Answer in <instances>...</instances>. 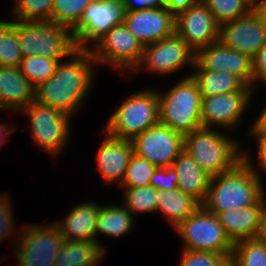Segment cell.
<instances>
[{
    "mask_svg": "<svg viewBox=\"0 0 266 266\" xmlns=\"http://www.w3.org/2000/svg\"><path fill=\"white\" fill-rule=\"evenodd\" d=\"M196 53L176 33L144 46L142 58L132 72L146 68L149 72L169 75L182 69L186 64L194 66Z\"/></svg>",
    "mask_w": 266,
    "mask_h": 266,
    "instance_id": "cell-13",
    "label": "cell"
},
{
    "mask_svg": "<svg viewBox=\"0 0 266 266\" xmlns=\"http://www.w3.org/2000/svg\"><path fill=\"white\" fill-rule=\"evenodd\" d=\"M230 266H266V245L255 237L236 242Z\"/></svg>",
    "mask_w": 266,
    "mask_h": 266,
    "instance_id": "cell-28",
    "label": "cell"
},
{
    "mask_svg": "<svg viewBox=\"0 0 266 266\" xmlns=\"http://www.w3.org/2000/svg\"><path fill=\"white\" fill-rule=\"evenodd\" d=\"M180 266H230V258L226 254L209 251L183 250Z\"/></svg>",
    "mask_w": 266,
    "mask_h": 266,
    "instance_id": "cell-36",
    "label": "cell"
},
{
    "mask_svg": "<svg viewBox=\"0 0 266 266\" xmlns=\"http://www.w3.org/2000/svg\"><path fill=\"white\" fill-rule=\"evenodd\" d=\"M198 84L202 98L241 91L246 84L227 71L197 70L190 74Z\"/></svg>",
    "mask_w": 266,
    "mask_h": 266,
    "instance_id": "cell-26",
    "label": "cell"
},
{
    "mask_svg": "<svg viewBox=\"0 0 266 266\" xmlns=\"http://www.w3.org/2000/svg\"><path fill=\"white\" fill-rule=\"evenodd\" d=\"M219 31L220 25L201 0L175 16V33L195 53L219 41Z\"/></svg>",
    "mask_w": 266,
    "mask_h": 266,
    "instance_id": "cell-14",
    "label": "cell"
},
{
    "mask_svg": "<svg viewBox=\"0 0 266 266\" xmlns=\"http://www.w3.org/2000/svg\"><path fill=\"white\" fill-rule=\"evenodd\" d=\"M174 229L184 240V250L209 251L231 258L234 244L225 234L218 217L202 205Z\"/></svg>",
    "mask_w": 266,
    "mask_h": 266,
    "instance_id": "cell-7",
    "label": "cell"
},
{
    "mask_svg": "<svg viewBox=\"0 0 266 266\" xmlns=\"http://www.w3.org/2000/svg\"><path fill=\"white\" fill-rule=\"evenodd\" d=\"M126 13L123 0L92 1L72 29L77 48L90 49L92 46L88 45H94L113 26L124 23Z\"/></svg>",
    "mask_w": 266,
    "mask_h": 266,
    "instance_id": "cell-10",
    "label": "cell"
},
{
    "mask_svg": "<svg viewBox=\"0 0 266 266\" xmlns=\"http://www.w3.org/2000/svg\"><path fill=\"white\" fill-rule=\"evenodd\" d=\"M99 261H100V259L94 265H91V266H97Z\"/></svg>",
    "mask_w": 266,
    "mask_h": 266,
    "instance_id": "cell-48",
    "label": "cell"
},
{
    "mask_svg": "<svg viewBox=\"0 0 266 266\" xmlns=\"http://www.w3.org/2000/svg\"><path fill=\"white\" fill-rule=\"evenodd\" d=\"M124 24L143 46L175 33V16L165 6L127 12Z\"/></svg>",
    "mask_w": 266,
    "mask_h": 266,
    "instance_id": "cell-18",
    "label": "cell"
},
{
    "mask_svg": "<svg viewBox=\"0 0 266 266\" xmlns=\"http://www.w3.org/2000/svg\"><path fill=\"white\" fill-rule=\"evenodd\" d=\"M253 61V87L255 83H266V42L252 58Z\"/></svg>",
    "mask_w": 266,
    "mask_h": 266,
    "instance_id": "cell-39",
    "label": "cell"
},
{
    "mask_svg": "<svg viewBox=\"0 0 266 266\" xmlns=\"http://www.w3.org/2000/svg\"><path fill=\"white\" fill-rule=\"evenodd\" d=\"M98 150L95 160L102 177L106 182L119 181L121 185L130 158L134 153L132 141L108 134Z\"/></svg>",
    "mask_w": 266,
    "mask_h": 266,
    "instance_id": "cell-19",
    "label": "cell"
},
{
    "mask_svg": "<svg viewBox=\"0 0 266 266\" xmlns=\"http://www.w3.org/2000/svg\"><path fill=\"white\" fill-rule=\"evenodd\" d=\"M133 218L125 206L101 205L96 221L97 234H106L115 238L123 236L132 230Z\"/></svg>",
    "mask_w": 266,
    "mask_h": 266,
    "instance_id": "cell-27",
    "label": "cell"
},
{
    "mask_svg": "<svg viewBox=\"0 0 266 266\" xmlns=\"http://www.w3.org/2000/svg\"><path fill=\"white\" fill-rule=\"evenodd\" d=\"M255 238L266 245V203L263 207Z\"/></svg>",
    "mask_w": 266,
    "mask_h": 266,
    "instance_id": "cell-43",
    "label": "cell"
},
{
    "mask_svg": "<svg viewBox=\"0 0 266 266\" xmlns=\"http://www.w3.org/2000/svg\"><path fill=\"white\" fill-rule=\"evenodd\" d=\"M94 0H54L51 14V23L73 29Z\"/></svg>",
    "mask_w": 266,
    "mask_h": 266,
    "instance_id": "cell-30",
    "label": "cell"
},
{
    "mask_svg": "<svg viewBox=\"0 0 266 266\" xmlns=\"http://www.w3.org/2000/svg\"><path fill=\"white\" fill-rule=\"evenodd\" d=\"M9 197L5 195L2 197L0 196V241L4 238L14 235L15 228L13 224V217H12V208L11 204L8 200Z\"/></svg>",
    "mask_w": 266,
    "mask_h": 266,
    "instance_id": "cell-38",
    "label": "cell"
},
{
    "mask_svg": "<svg viewBox=\"0 0 266 266\" xmlns=\"http://www.w3.org/2000/svg\"><path fill=\"white\" fill-rule=\"evenodd\" d=\"M58 63L56 59L43 56H27L22 59L19 69L27 80L37 87L54 75Z\"/></svg>",
    "mask_w": 266,
    "mask_h": 266,
    "instance_id": "cell-31",
    "label": "cell"
},
{
    "mask_svg": "<svg viewBox=\"0 0 266 266\" xmlns=\"http://www.w3.org/2000/svg\"><path fill=\"white\" fill-rule=\"evenodd\" d=\"M106 253L94 241L64 239L53 266H91Z\"/></svg>",
    "mask_w": 266,
    "mask_h": 266,
    "instance_id": "cell-25",
    "label": "cell"
},
{
    "mask_svg": "<svg viewBox=\"0 0 266 266\" xmlns=\"http://www.w3.org/2000/svg\"><path fill=\"white\" fill-rule=\"evenodd\" d=\"M219 41L253 58L266 42V26L251 11L244 17L220 25Z\"/></svg>",
    "mask_w": 266,
    "mask_h": 266,
    "instance_id": "cell-17",
    "label": "cell"
},
{
    "mask_svg": "<svg viewBox=\"0 0 266 266\" xmlns=\"http://www.w3.org/2000/svg\"><path fill=\"white\" fill-rule=\"evenodd\" d=\"M197 70L227 71L238 76L253 89V61L244 53L224 46L220 41L209 44L196 53Z\"/></svg>",
    "mask_w": 266,
    "mask_h": 266,
    "instance_id": "cell-16",
    "label": "cell"
},
{
    "mask_svg": "<svg viewBox=\"0 0 266 266\" xmlns=\"http://www.w3.org/2000/svg\"><path fill=\"white\" fill-rule=\"evenodd\" d=\"M252 90V87L246 85L238 92L202 98V127L214 128V126H220L225 130L226 128H236L235 126L241 121L240 119L251 101Z\"/></svg>",
    "mask_w": 266,
    "mask_h": 266,
    "instance_id": "cell-15",
    "label": "cell"
},
{
    "mask_svg": "<svg viewBox=\"0 0 266 266\" xmlns=\"http://www.w3.org/2000/svg\"><path fill=\"white\" fill-rule=\"evenodd\" d=\"M242 153V160L231 170L211 178L202 206L217 215L225 210L241 209L257 203L264 195L259 171Z\"/></svg>",
    "mask_w": 266,
    "mask_h": 266,
    "instance_id": "cell-2",
    "label": "cell"
},
{
    "mask_svg": "<svg viewBox=\"0 0 266 266\" xmlns=\"http://www.w3.org/2000/svg\"><path fill=\"white\" fill-rule=\"evenodd\" d=\"M251 129L266 135V108L261 112L259 118L252 124Z\"/></svg>",
    "mask_w": 266,
    "mask_h": 266,
    "instance_id": "cell-45",
    "label": "cell"
},
{
    "mask_svg": "<svg viewBox=\"0 0 266 266\" xmlns=\"http://www.w3.org/2000/svg\"><path fill=\"white\" fill-rule=\"evenodd\" d=\"M48 225H30L22 230L16 239L19 242H15L19 266H53L64 237L55 223Z\"/></svg>",
    "mask_w": 266,
    "mask_h": 266,
    "instance_id": "cell-9",
    "label": "cell"
},
{
    "mask_svg": "<svg viewBox=\"0 0 266 266\" xmlns=\"http://www.w3.org/2000/svg\"><path fill=\"white\" fill-rule=\"evenodd\" d=\"M125 189L124 206L134 215V213L156 212L157 209V189L148 185L136 188Z\"/></svg>",
    "mask_w": 266,
    "mask_h": 266,
    "instance_id": "cell-33",
    "label": "cell"
},
{
    "mask_svg": "<svg viewBox=\"0 0 266 266\" xmlns=\"http://www.w3.org/2000/svg\"><path fill=\"white\" fill-rule=\"evenodd\" d=\"M198 0H165V7L176 16L178 13L187 10Z\"/></svg>",
    "mask_w": 266,
    "mask_h": 266,
    "instance_id": "cell-42",
    "label": "cell"
},
{
    "mask_svg": "<svg viewBox=\"0 0 266 266\" xmlns=\"http://www.w3.org/2000/svg\"><path fill=\"white\" fill-rule=\"evenodd\" d=\"M172 167L177 172V187L202 204L206 199L212 177L185 150L175 159Z\"/></svg>",
    "mask_w": 266,
    "mask_h": 266,
    "instance_id": "cell-23",
    "label": "cell"
},
{
    "mask_svg": "<svg viewBox=\"0 0 266 266\" xmlns=\"http://www.w3.org/2000/svg\"><path fill=\"white\" fill-rule=\"evenodd\" d=\"M95 64L89 49H78L67 62L58 63L52 77L35 87V101L72 116L90 91Z\"/></svg>",
    "mask_w": 266,
    "mask_h": 266,
    "instance_id": "cell-1",
    "label": "cell"
},
{
    "mask_svg": "<svg viewBox=\"0 0 266 266\" xmlns=\"http://www.w3.org/2000/svg\"><path fill=\"white\" fill-rule=\"evenodd\" d=\"M100 205L94 202H85L75 206L66 216V219L56 221L57 227L60 229L61 235L66 240L71 241H94L99 247L105 251V247L98 242L97 237V216Z\"/></svg>",
    "mask_w": 266,
    "mask_h": 266,
    "instance_id": "cell-20",
    "label": "cell"
},
{
    "mask_svg": "<svg viewBox=\"0 0 266 266\" xmlns=\"http://www.w3.org/2000/svg\"><path fill=\"white\" fill-rule=\"evenodd\" d=\"M250 130L251 135L255 137L258 143V160L260 163L261 170L262 172H266V135L255 132L253 129Z\"/></svg>",
    "mask_w": 266,
    "mask_h": 266,
    "instance_id": "cell-41",
    "label": "cell"
},
{
    "mask_svg": "<svg viewBox=\"0 0 266 266\" xmlns=\"http://www.w3.org/2000/svg\"><path fill=\"white\" fill-rule=\"evenodd\" d=\"M214 15L219 25L244 17L252 11L245 0H201Z\"/></svg>",
    "mask_w": 266,
    "mask_h": 266,
    "instance_id": "cell-32",
    "label": "cell"
},
{
    "mask_svg": "<svg viewBox=\"0 0 266 266\" xmlns=\"http://www.w3.org/2000/svg\"><path fill=\"white\" fill-rule=\"evenodd\" d=\"M93 46L89 50L96 63H106L122 72L134 70L144 50L143 44L124 23L113 26Z\"/></svg>",
    "mask_w": 266,
    "mask_h": 266,
    "instance_id": "cell-8",
    "label": "cell"
},
{
    "mask_svg": "<svg viewBox=\"0 0 266 266\" xmlns=\"http://www.w3.org/2000/svg\"><path fill=\"white\" fill-rule=\"evenodd\" d=\"M265 203L266 197L264 195L252 206L236 210H225L216 215L225 234L233 244L255 237Z\"/></svg>",
    "mask_w": 266,
    "mask_h": 266,
    "instance_id": "cell-22",
    "label": "cell"
},
{
    "mask_svg": "<svg viewBox=\"0 0 266 266\" xmlns=\"http://www.w3.org/2000/svg\"><path fill=\"white\" fill-rule=\"evenodd\" d=\"M22 59L14 21H0V67H19Z\"/></svg>",
    "mask_w": 266,
    "mask_h": 266,
    "instance_id": "cell-29",
    "label": "cell"
},
{
    "mask_svg": "<svg viewBox=\"0 0 266 266\" xmlns=\"http://www.w3.org/2000/svg\"><path fill=\"white\" fill-rule=\"evenodd\" d=\"M10 126L5 125L3 123L0 124V147L7 141L6 137L11 132H14V128H10ZM2 138V139H1Z\"/></svg>",
    "mask_w": 266,
    "mask_h": 266,
    "instance_id": "cell-46",
    "label": "cell"
},
{
    "mask_svg": "<svg viewBox=\"0 0 266 266\" xmlns=\"http://www.w3.org/2000/svg\"><path fill=\"white\" fill-rule=\"evenodd\" d=\"M127 12L156 9L165 6V0H123Z\"/></svg>",
    "mask_w": 266,
    "mask_h": 266,
    "instance_id": "cell-40",
    "label": "cell"
},
{
    "mask_svg": "<svg viewBox=\"0 0 266 266\" xmlns=\"http://www.w3.org/2000/svg\"><path fill=\"white\" fill-rule=\"evenodd\" d=\"M253 13L266 26V0H258L252 7Z\"/></svg>",
    "mask_w": 266,
    "mask_h": 266,
    "instance_id": "cell-44",
    "label": "cell"
},
{
    "mask_svg": "<svg viewBox=\"0 0 266 266\" xmlns=\"http://www.w3.org/2000/svg\"><path fill=\"white\" fill-rule=\"evenodd\" d=\"M202 204L179 188L157 190V211L163 213L171 225L176 228L182 221L192 215Z\"/></svg>",
    "mask_w": 266,
    "mask_h": 266,
    "instance_id": "cell-24",
    "label": "cell"
},
{
    "mask_svg": "<svg viewBox=\"0 0 266 266\" xmlns=\"http://www.w3.org/2000/svg\"><path fill=\"white\" fill-rule=\"evenodd\" d=\"M158 123H160L158 93L149 89L126 98L109 117L103 132L116 138L132 140Z\"/></svg>",
    "mask_w": 266,
    "mask_h": 266,
    "instance_id": "cell-6",
    "label": "cell"
},
{
    "mask_svg": "<svg viewBox=\"0 0 266 266\" xmlns=\"http://www.w3.org/2000/svg\"><path fill=\"white\" fill-rule=\"evenodd\" d=\"M245 1L253 7L257 3L258 0H245Z\"/></svg>",
    "mask_w": 266,
    "mask_h": 266,
    "instance_id": "cell-47",
    "label": "cell"
},
{
    "mask_svg": "<svg viewBox=\"0 0 266 266\" xmlns=\"http://www.w3.org/2000/svg\"><path fill=\"white\" fill-rule=\"evenodd\" d=\"M157 93L161 124L183 135L202 128V96L191 75L179 81L168 93Z\"/></svg>",
    "mask_w": 266,
    "mask_h": 266,
    "instance_id": "cell-5",
    "label": "cell"
},
{
    "mask_svg": "<svg viewBox=\"0 0 266 266\" xmlns=\"http://www.w3.org/2000/svg\"><path fill=\"white\" fill-rule=\"evenodd\" d=\"M239 145L213 128L202 127L184 135V150L211 177L231 170L242 160Z\"/></svg>",
    "mask_w": 266,
    "mask_h": 266,
    "instance_id": "cell-4",
    "label": "cell"
},
{
    "mask_svg": "<svg viewBox=\"0 0 266 266\" xmlns=\"http://www.w3.org/2000/svg\"><path fill=\"white\" fill-rule=\"evenodd\" d=\"M134 153L156 167H172L184 150V135L158 123L132 140Z\"/></svg>",
    "mask_w": 266,
    "mask_h": 266,
    "instance_id": "cell-12",
    "label": "cell"
},
{
    "mask_svg": "<svg viewBox=\"0 0 266 266\" xmlns=\"http://www.w3.org/2000/svg\"><path fill=\"white\" fill-rule=\"evenodd\" d=\"M156 168V166L146 159L133 153L120 186H122V188L148 186Z\"/></svg>",
    "mask_w": 266,
    "mask_h": 266,
    "instance_id": "cell-35",
    "label": "cell"
},
{
    "mask_svg": "<svg viewBox=\"0 0 266 266\" xmlns=\"http://www.w3.org/2000/svg\"><path fill=\"white\" fill-rule=\"evenodd\" d=\"M22 111L29 116L33 142L54 157L59 154L68 141L71 116L36 101Z\"/></svg>",
    "mask_w": 266,
    "mask_h": 266,
    "instance_id": "cell-11",
    "label": "cell"
},
{
    "mask_svg": "<svg viewBox=\"0 0 266 266\" xmlns=\"http://www.w3.org/2000/svg\"><path fill=\"white\" fill-rule=\"evenodd\" d=\"M35 101V87L19 67H0V109L20 112Z\"/></svg>",
    "mask_w": 266,
    "mask_h": 266,
    "instance_id": "cell-21",
    "label": "cell"
},
{
    "mask_svg": "<svg viewBox=\"0 0 266 266\" xmlns=\"http://www.w3.org/2000/svg\"><path fill=\"white\" fill-rule=\"evenodd\" d=\"M178 176L173 167H157L151 177L150 186L158 191L178 188Z\"/></svg>",
    "mask_w": 266,
    "mask_h": 266,
    "instance_id": "cell-37",
    "label": "cell"
},
{
    "mask_svg": "<svg viewBox=\"0 0 266 266\" xmlns=\"http://www.w3.org/2000/svg\"><path fill=\"white\" fill-rule=\"evenodd\" d=\"M14 29L23 58L43 56L61 62L78 50L72 30L50 21L14 20Z\"/></svg>",
    "mask_w": 266,
    "mask_h": 266,
    "instance_id": "cell-3",
    "label": "cell"
},
{
    "mask_svg": "<svg viewBox=\"0 0 266 266\" xmlns=\"http://www.w3.org/2000/svg\"><path fill=\"white\" fill-rule=\"evenodd\" d=\"M54 0H15L14 20L50 21Z\"/></svg>",
    "mask_w": 266,
    "mask_h": 266,
    "instance_id": "cell-34",
    "label": "cell"
}]
</instances>
